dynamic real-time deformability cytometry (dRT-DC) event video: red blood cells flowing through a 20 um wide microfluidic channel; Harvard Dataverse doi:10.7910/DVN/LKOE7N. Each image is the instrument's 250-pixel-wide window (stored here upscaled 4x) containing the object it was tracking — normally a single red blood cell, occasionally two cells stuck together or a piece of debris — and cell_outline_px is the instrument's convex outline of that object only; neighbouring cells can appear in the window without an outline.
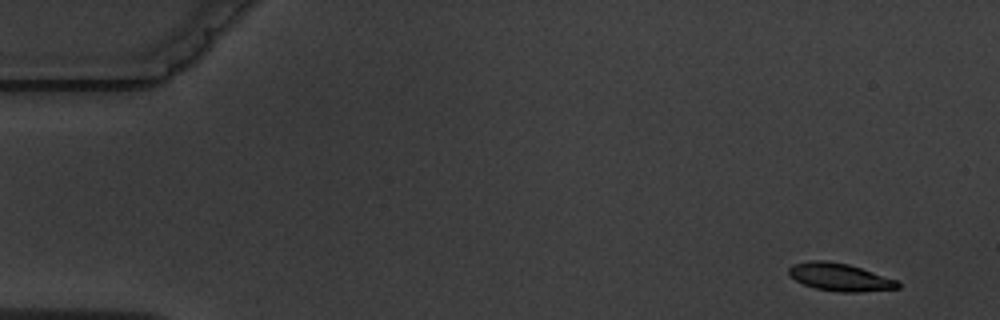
{"species": "common noctule bat (a hibernating species)", "species_latin": "Nyctalus noctula", "temperature_condition": "warm", "stored_images_in_passage": 6, "camera_frame_rate_fps": 3000, "um_per_image_px": 0.085, "animal": {"sex": "male", "body_mass_g": 19.5, "forearm_length_mm": 54.6}, "frame": {"image": 1, "passage_image": 1, "time_ms": 0.0, "image_size_px": [1000, 320], "cell_outline_px": [[900, 288], [860, 292], [840, 292], [816, 288], [804, 284], [788, 276], [788, 268], [792, 264], [808, 260], [828, 260], [848, 264], [896, 280], [900, 284]], "centroid_in_image_um": [71.33, 23.54], "position_along_channel_um": 13.7, "area_um2": 17.57}}
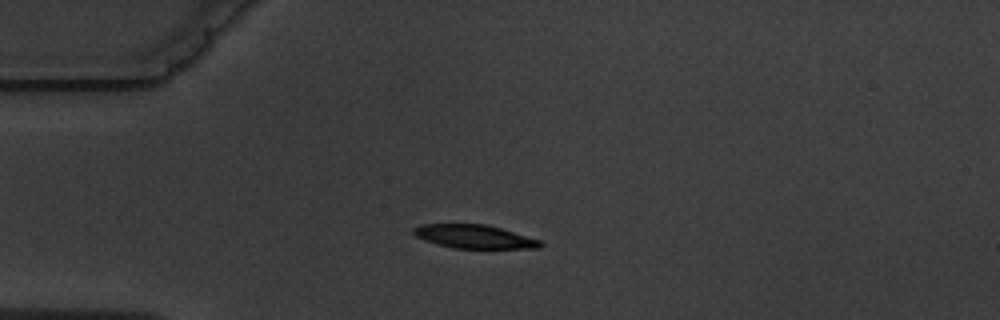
{"frame": {"image": 2, "passage_image": 4, "time_ms": 3.667, "image_size_px": [1000, 320], "cell_outline_px": [[544, 244], [540, 248], [452, 248], [436, 244], [424, 240], [416, 236], [412, 232], [412, 228], [420, 224], [488, 224], [540, 240]], "centroid_in_image_um": [40.29, 20.1], "position_along_channel_um": 44.7, "area_um2": 17.46}}
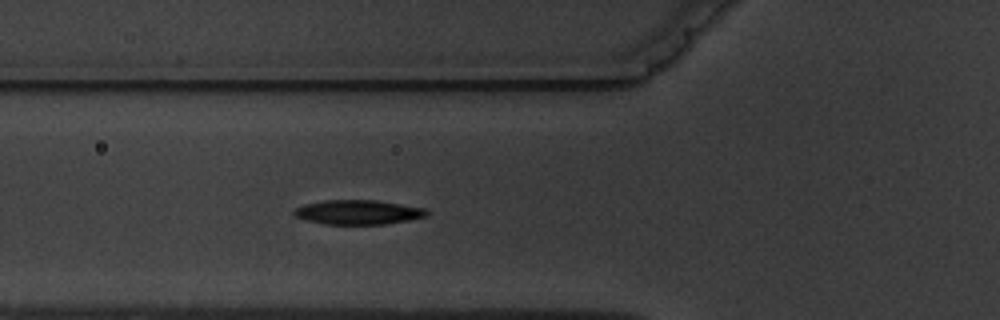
{"frame": {"image": 3, "passage_image": 6, "time_ms": 5.667, "image_size_px": [1000, 320], "cell_outline_px": [[428, 216], [408, 220], [384, 224], [324, 224], [308, 220], [296, 216], [292, 212], [296, 208], [304, 204], [324, 200], [376, 200], [424, 208], [428, 212]], "centroid_in_image_um": [30.44, 18.03], "position_along_channel_um": 95.4, "area_um2": 18.73}}